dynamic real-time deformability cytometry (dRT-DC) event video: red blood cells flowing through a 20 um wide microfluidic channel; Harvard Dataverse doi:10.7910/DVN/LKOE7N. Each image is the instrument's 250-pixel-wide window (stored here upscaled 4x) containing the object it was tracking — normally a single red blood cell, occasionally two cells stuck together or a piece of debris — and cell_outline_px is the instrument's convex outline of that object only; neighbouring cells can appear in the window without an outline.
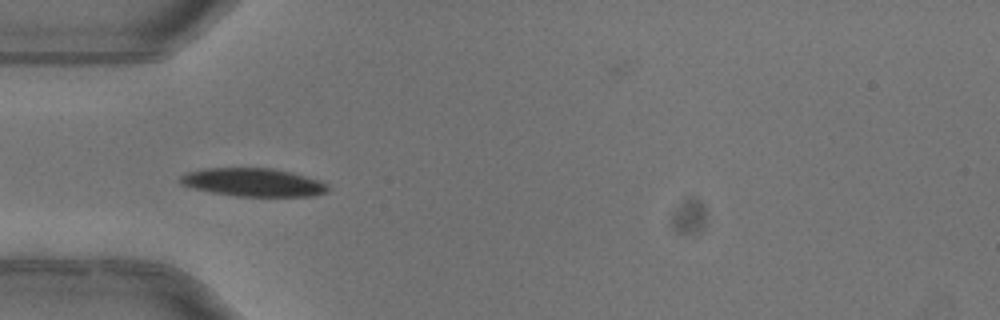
{"species": "common noctule bat (a hibernating species)", "species_latin": "Nyctalus noctula", "temperature_condition": "warm", "stored_images_in_passage": 5, "camera_frame_rate_fps": 3000, "um_per_image_px": 0.085, "animal": {"sex": "female"}, "frame": {"image": 1, "passage_image": 5, "time_ms": 1.333, "image_size_px": [1000, 320], "cell_outline_px": [[328, 192], [312, 196], [236, 196], [212, 192], [192, 188], [180, 184], [180, 176], [184, 172], [204, 168], [272, 168], [292, 172], [320, 180], [328, 184]], "centroid_in_image_um": [21.51, 15.49], "position_along_channel_um": 63.5, "area_um2": 24.45}}